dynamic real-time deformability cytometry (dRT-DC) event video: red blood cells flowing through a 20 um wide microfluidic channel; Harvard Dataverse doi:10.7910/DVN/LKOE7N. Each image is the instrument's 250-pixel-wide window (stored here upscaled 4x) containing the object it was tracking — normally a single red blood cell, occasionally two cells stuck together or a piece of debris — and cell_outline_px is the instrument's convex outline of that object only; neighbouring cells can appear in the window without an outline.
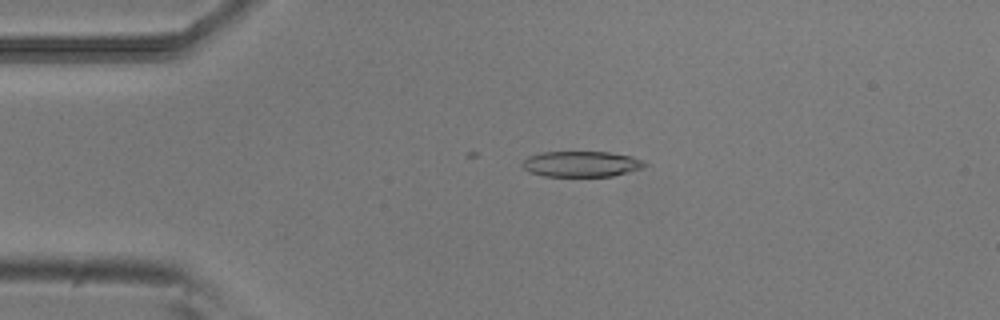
{"species": "common noctule bat (a hibernating species)", "species_latin": "Nyctalus noctula", "temperature_condition": "room temperature", "stored_images_in_passage": 14, "camera_frame_rate_fps": 3000, "um_per_image_px": 0.085, "animal": {"sex": "male", "body_mass_g": 20.5, "forearm_length_mm": 52.5}, "frame": {"image": 1, "passage_image": 11, "time_ms": 3.333, "image_size_px": [1000, 320], "cell_outline_px": [[648, 164], [640, 168], [628, 172], [612, 176], [544, 176], [532, 172], [524, 168], [524, 160], [528, 156], [540, 152], [608, 152], [632, 156], [644, 160]], "centroid_in_image_um": [49.45, 13.93], "position_along_channel_um": 35.5, "area_um2": 18.15}}